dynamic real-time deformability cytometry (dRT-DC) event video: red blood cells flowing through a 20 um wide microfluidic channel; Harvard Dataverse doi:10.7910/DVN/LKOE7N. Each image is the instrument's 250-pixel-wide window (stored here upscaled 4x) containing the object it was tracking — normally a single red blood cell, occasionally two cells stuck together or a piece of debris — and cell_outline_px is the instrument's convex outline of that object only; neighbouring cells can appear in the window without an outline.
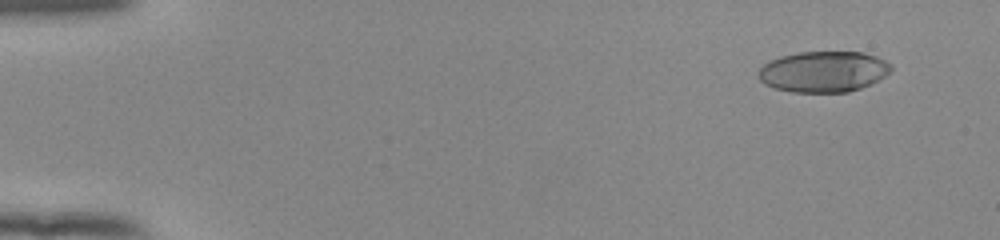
{"species": "human", "species_latin": "Homo sapiens", "temperature_condition": "room temperature", "stored_images_in_passage": 50, "camera_frame_rate_fps": 3000, "um_per_image_px": 0.085, "donor": {"sex": "female"}, "frame": {"image": 1, "passage_image": 1, "time_ms": 0.0, "image_size_px": [1000, 240], "cell_outline_px": [[892, 68], [884, 76], [860, 88], [848, 92], [792, 92], [772, 88], [764, 84], [756, 76], [756, 72], [768, 60], [780, 56], [800, 52], [864, 52], [876, 56], [892, 64]], "centroid_in_image_um": [69.93, 6.08], "position_along_channel_um": 15.1, "area_um2": 31.79}}
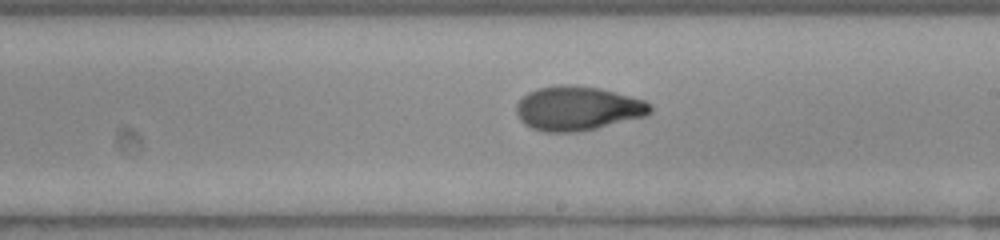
{"frame": {"image": 2, "passage_image": 29, "time_ms": 9.333, "image_size_px": [1000, 240], "cell_outline_px": [[652, 112], [644, 116], [596, 128], [576, 132], [544, 132], [532, 128], [524, 124], [520, 120], [516, 112], [516, 104], [528, 92], [536, 88], [556, 84], [568, 84], [600, 88], [616, 92], [644, 100], [652, 104]], "centroid_in_image_um": [49.08, 9.2], "position_along_channel_um": 239.9, "area_um2": 34.62}}
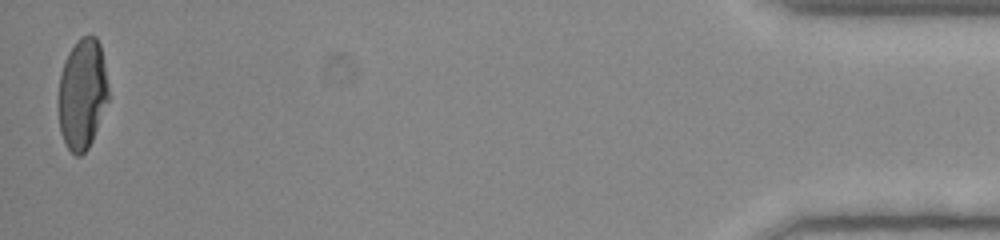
{"frame": {"image": 3, "passage_image": 50, "time_ms": 16.333, "image_size_px": [1000, 240], "cell_outline_px": [[108, 100], [92, 140], [88, 148], [80, 156], [76, 156], [68, 148], [60, 132], [60, 72], [64, 60], [68, 52], [84, 36], [96, 36], [100, 44], [108, 84]], "centroid_in_image_um": [7.01, 7.99], "position_along_channel_um": 428.2, "area_um2": 31.62}, "authors_computed_cell_mechanics": {"area_um2": 33.235, "velocity_mm_per_s": 3.8903, "shape_relaxation_time_tau1_ms": 4.4274, "shape_relaxation_time_tau2_ms": 1.2007, "deformation_change_tau1": 0.2161, "deformation_change_tau2": 0.0652}}